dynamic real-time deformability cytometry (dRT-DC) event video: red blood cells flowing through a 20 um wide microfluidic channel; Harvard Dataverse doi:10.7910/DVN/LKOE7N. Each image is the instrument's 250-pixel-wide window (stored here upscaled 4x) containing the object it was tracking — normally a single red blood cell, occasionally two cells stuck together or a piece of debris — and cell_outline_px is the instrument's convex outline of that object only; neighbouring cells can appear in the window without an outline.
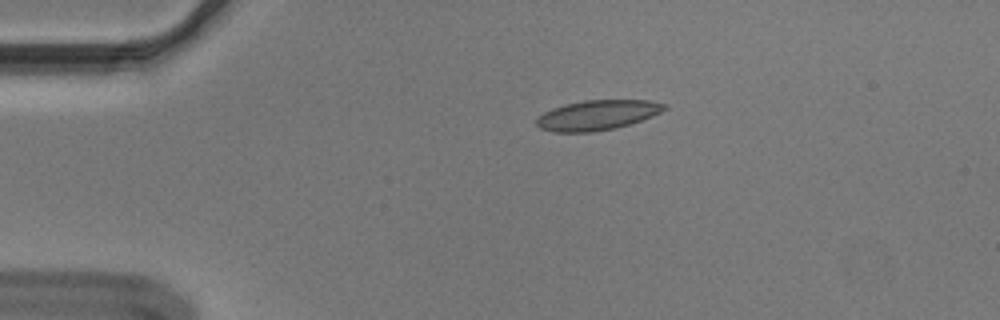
{"species": "Egyptian fruit bat (a non-hibernating species)", "species_latin": "Rousettus aegyptiacus", "temperature_condition": "cold", "stored_images_in_passage": 45, "segment_of_instrument_passage": [1, 2], "camera_frame_rate_fps": 3000, "um_per_image_px": 0.085, "animal": {"sex": "male"}, "frame": {"image": 1, "passage_image": 1, "time_ms": 0.0, "image_size_px": [1000, 320], "cell_outline_px": [[668, 108], [652, 116], [616, 128], [592, 132], [556, 132], [540, 128], [536, 124], [536, 120], [544, 112], [552, 108], [584, 100], [648, 100], [668, 104]], "centroid_in_image_um": [50.8, 9.78], "position_along_channel_um": 34.2, "area_um2": 22.14}}
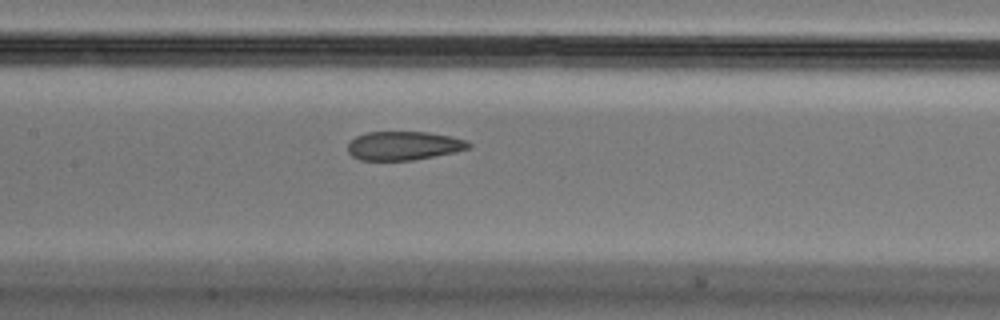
{"frame": {"image": 2, "passage_image": 16, "time_ms": 5.0, "image_size_px": [1000, 320], "cell_outline_px": [[472, 148], [456, 152], [412, 160], [360, 160], [352, 156], [348, 152], [348, 144], [356, 136], [368, 132], [428, 132], [452, 136], [468, 140], [472, 144]], "centroid_in_image_um": [34.37, 12.38], "position_along_channel_um": 173.0, "area_um2": 20.4}}
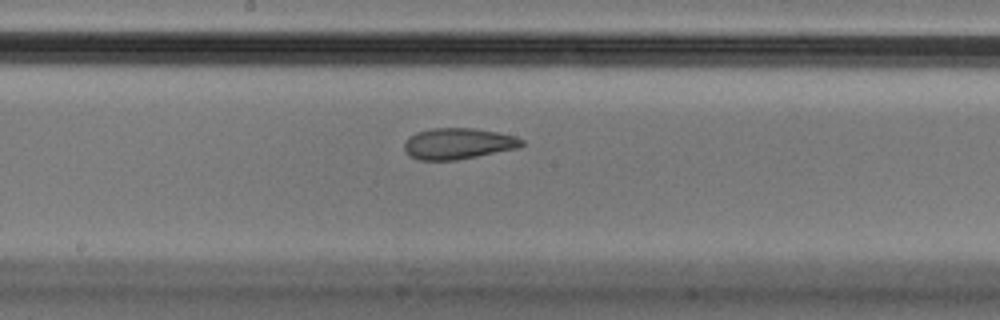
{"frame": {"image": 3, "passage_image": 19, "time_ms": 6.0, "image_size_px": [1000, 320], "cell_outline_px": [[524, 144], [520, 148], [456, 160], [420, 160], [412, 156], [404, 148], [404, 140], [408, 136], [416, 132], [432, 128], [476, 128], [500, 132], [516, 136], [524, 140]], "centroid_in_image_um": [38.98, 12.19], "position_along_channel_um": 209.2, "area_um2": 21.5}}